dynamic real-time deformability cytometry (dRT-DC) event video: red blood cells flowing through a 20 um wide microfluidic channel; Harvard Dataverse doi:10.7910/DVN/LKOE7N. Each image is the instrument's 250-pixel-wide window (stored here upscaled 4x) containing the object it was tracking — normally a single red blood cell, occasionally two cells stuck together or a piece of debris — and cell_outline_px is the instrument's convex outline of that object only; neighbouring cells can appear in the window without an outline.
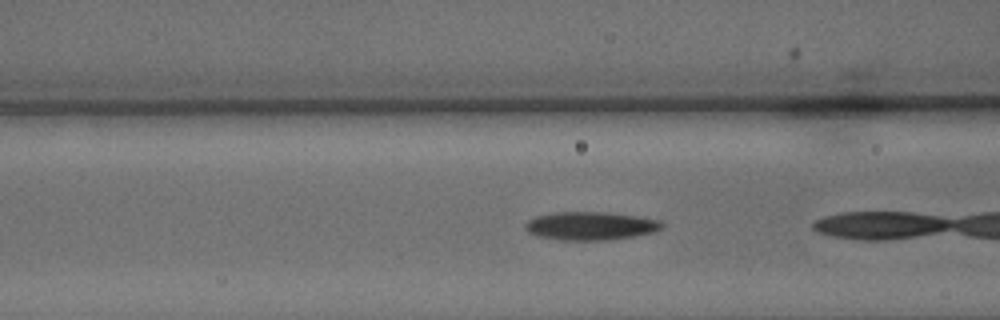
{"species": "common noctule bat (a hibernating species)", "species_latin": "Nyctalus noctula", "temperature_condition": "warm", "stored_images_in_passage": 5, "camera_frame_rate_fps": 3000, "um_per_image_px": 0.085, "animal": {"sex": "male", "body_mass_g": 15.6}, "frame": {"image": 1, "passage_image": 4, "time_ms": 1.0, "image_size_px": [1000, 320], "cell_outline_px": [[664, 228], [656, 232], [632, 236], [604, 240], [564, 240], [536, 236], [528, 232], [524, 228], [524, 224], [528, 220], [536, 216], [556, 212], [608, 212], [636, 216], [660, 220], [664, 224]], "centroid_in_image_um": [50.2, 19.19], "position_along_channel_um": 116.4, "area_um2": 22.6}}